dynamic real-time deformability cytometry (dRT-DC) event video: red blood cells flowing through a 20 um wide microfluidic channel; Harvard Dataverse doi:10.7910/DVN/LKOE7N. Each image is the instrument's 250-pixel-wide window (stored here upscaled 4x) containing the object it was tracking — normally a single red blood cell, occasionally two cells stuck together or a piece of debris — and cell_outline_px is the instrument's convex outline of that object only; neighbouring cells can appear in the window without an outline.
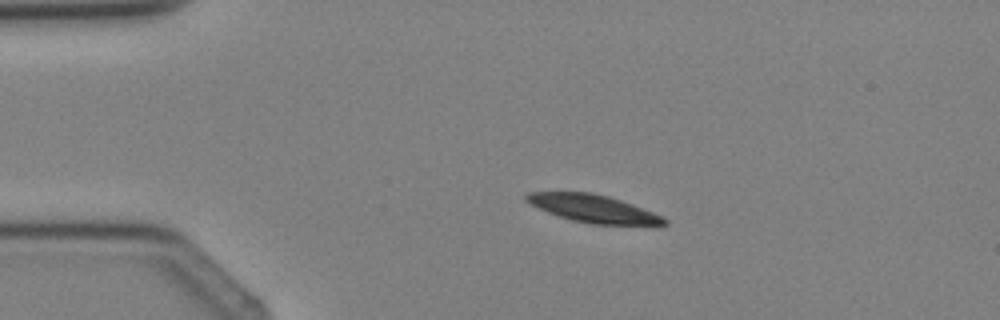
{"species": "Egyptian fruit bat (a non-hibernating species)", "species_latin": "Rousettus aegyptiacus", "temperature_condition": "cold", "stored_images_in_passage": 3, "camera_frame_rate_fps": 3000, "um_per_image_px": 0.085, "animal": {"sex": "female"}, "frame": {"image": 1, "passage_image": 2, "time_ms": 1.333, "image_size_px": [1000, 320], "cell_outline_px": [[668, 224], [656, 228], [592, 224], [572, 220], [548, 212], [524, 200], [524, 196], [528, 192], [592, 192], [608, 196], [632, 204], [664, 216], [668, 220]], "centroid_in_image_um": [50.61, 17.78], "position_along_channel_um": 34.4, "area_um2": 23.0}}